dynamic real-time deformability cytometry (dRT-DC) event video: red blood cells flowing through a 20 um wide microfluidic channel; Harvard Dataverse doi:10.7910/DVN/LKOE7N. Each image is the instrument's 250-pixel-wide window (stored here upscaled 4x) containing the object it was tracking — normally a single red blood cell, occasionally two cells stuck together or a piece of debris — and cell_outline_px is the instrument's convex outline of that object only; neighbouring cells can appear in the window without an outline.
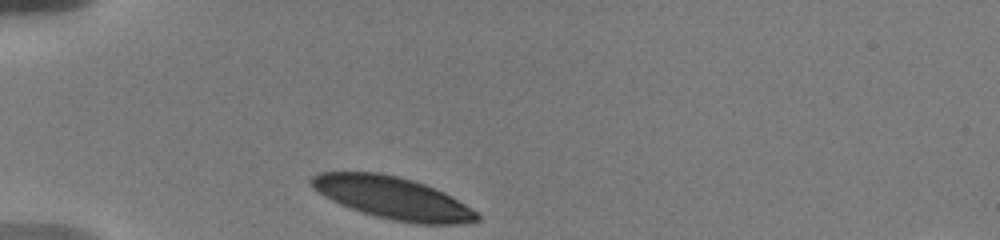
{"species": "human", "species_latin": "Homo sapiens", "temperature_condition": "warm", "stored_images_in_passage": 26, "camera_frame_rate_fps": 3000, "um_per_image_px": 0.085, "donor": {"sex": "male"}, "frame": {"image": 1, "passage_image": 1, "time_ms": 0.0, "image_size_px": [1000, 240], "cell_outline_px": [[480, 220], [460, 224], [416, 224], [392, 220], [376, 216], [340, 204], [324, 196], [312, 188], [308, 184], [308, 180], [312, 176], [320, 172], [380, 172], [412, 180], [436, 188], [444, 192], [472, 208], [480, 216]], "centroid_in_image_um": [33.37, 16.82], "position_along_channel_um": 51.6, "area_um2": 40.69}}
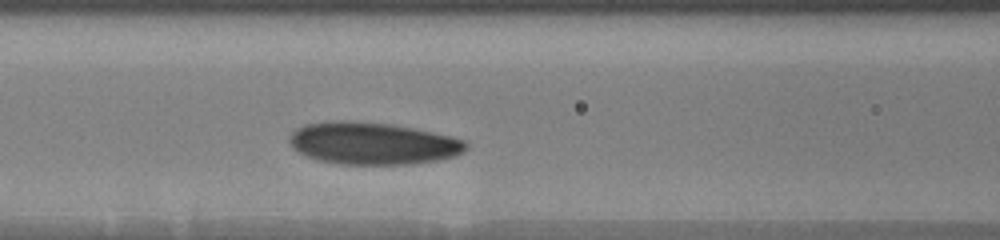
{"frame": {"image": 2, "passage_image": 15, "time_ms": 3.0, "image_size_px": [1000, 240], "cell_outline_px": [[468, 148], [464, 152], [456, 156], [440, 160], [412, 164], [336, 164], [316, 160], [292, 148], [288, 140], [288, 136], [296, 128], [304, 124], [344, 120], [388, 124], [412, 128], [452, 136], [464, 140], [468, 144]], "centroid_in_image_um": [31.68, 12.2], "position_along_channel_um": 134.9, "area_um2": 43.58}}
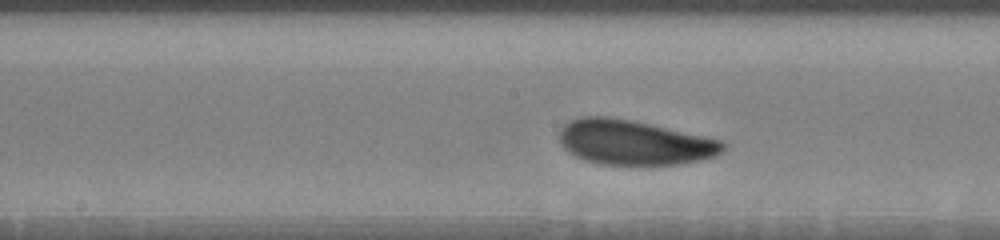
{"frame": {"image": 3, "passage_image": 22, "time_ms": 4.667, "image_size_px": [1000, 240], "cell_outline_px": [[724, 148], [716, 156], [700, 160], [680, 164], [600, 164], [584, 160], [568, 152], [560, 144], [560, 128], [564, 124], [580, 116], [608, 116], [632, 120], [720, 140], [724, 144]], "centroid_in_image_um": [53.84, 12.1], "position_along_channel_um": 194.4, "area_um2": 42.37}}